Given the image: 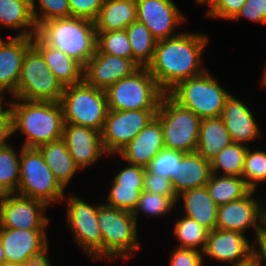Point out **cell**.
Instances as JSON below:
<instances>
[{
    "label": "cell",
    "instance_id": "obj_47",
    "mask_svg": "<svg viewBox=\"0 0 266 266\" xmlns=\"http://www.w3.org/2000/svg\"><path fill=\"white\" fill-rule=\"evenodd\" d=\"M48 244L40 251L29 256L23 263V266H51L50 260L46 253H48Z\"/></svg>",
    "mask_w": 266,
    "mask_h": 266
},
{
    "label": "cell",
    "instance_id": "obj_3",
    "mask_svg": "<svg viewBox=\"0 0 266 266\" xmlns=\"http://www.w3.org/2000/svg\"><path fill=\"white\" fill-rule=\"evenodd\" d=\"M37 35L50 47L64 52L83 67L96 52L94 21L66 17L43 22Z\"/></svg>",
    "mask_w": 266,
    "mask_h": 266
},
{
    "label": "cell",
    "instance_id": "obj_21",
    "mask_svg": "<svg viewBox=\"0 0 266 266\" xmlns=\"http://www.w3.org/2000/svg\"><path fill=\"white\" fill-rule=\"evenodd\" d=\"M32 46V37L14 36L0 46V92L17 94L18 81L26 51Z\"/></svg>",
    "mask_w": 266,
    "mask_h": 266
},
{
    "label": "cell",
    "instance_id": "obj_19",
    "mask_svg": "<svg viewBox=\"0 0 266 266\" xmlns=\"http://www.w3.org/2000/svg\"><path fill=\"white\" fill-rule=\"evenodd\" d=\"M164 148L161 122L157 117H154L122 149L119 155L128 163L147 168L153 158Z\"/></svg>",
    "mask_w": 266,
    "mask_h": 266
},
{
    "label": "cell",
    "instance_id": "obj_17",
    "mask_svg": "<svg viewBox=\"0 0 266 266\" xmlns=\"http://www.w3.org/2000/svg\"><path fill=\"white\" fill-rule=\"evenodd\" d=\"M253 245L241 232L214 229L208 232L202 254L220 262L238 265L253 258Z\"/></svg>",
    "mask_w": 266,
    "mask_h": 266
},
{
    "label": "cell",
    "instance_id": "obj_31",
    "mask_svg": "<svg viewBox=\"0 0 266 266\" xmlns=\"http://www.w3.org/2000/svg\"><path fill=\"white\" fill-rule=\"evenodd\" d=\"M125 30L129 37L133 60L140 67H147L153 59L157 40L150 30L138 21L131 23Z\"/></svg>",
    "mask_w": 266,
    "mask_h": 266
},
{
    "label": "cell",
    "instance_id": "obj_40",
    "mask_svg": "<svg viewBox=\"0 0 266 266\" xmlns=\"http://www.w3.org/2000/svg\"><path fill=\"white\" fill-rule=\"evenodd\" d=\"M183 155L184 152L164 148L153 158L146 169L172 181L176 177L177 163Z\"/></svg>",
    "mask_w": 266,
    "mask_h": 266
},
{
    "label": "cell",
    "instance_id": "obj_34",
    "mask_svg": "<svg viewBox=\"0 0 266 266\" xmlns=\"http://www.w3.org/2000/svg\"><path fill=\"white\" fill-rule=\"evenodd\" d=\"M208 232L196 220L186 216L179 218L174 224V234L180 242L179 248L194 249L197 251L201 249L200 251L203 252Z\"/></svg>",
    "mask_w": 266,
    "mask_h": 266
},
{
    "label": "cell",
    "instance_id": "obj_15",
    "mask_svg": "<svg viewBox=\"0 0 266 266\" xmlns=\"http://www.w3.org/2000/svg\"><path fill=\"white\" fill-rule=\"evenodd\" d=\"M137 21L143 23L159 41L174 37L176 26L185 18L173 0H136Z\"/></svg>",
    "mask_w": 266,
    "mask_h": 266
},
{
    "label": "cell",
    "instance_id": "obj_6",
    "mask_svg": "<svg viewBox=\"0 0 266 266\" xmlns=\"http://www.w3.org/2000/svg\"><path fill=\"white\" fill-rule=\"evenodd\" d=\"M167 94L201 119L220 117L225 100L230 95L207 70L201 75L179 82Z\"/></svg>",
    "mask_w": 266,
    "mask_h": 266
},
{
    "label": "cell",
    "instance_id": "obj_22",
    "mask_svg": "<svg viewBox=\"0 0 266 266\" xmlns=\"http://www.w3.org/2000/svg\"><path fill=\"white\" fill-rule=\"evenodd\" d=\"M220 117L232 142L247 145L261 134L253 113L239 98L231 94L225 100Z\"/></svg>",
    "mask_w": 266,
    "mask_h": 266
},
{
    "label": "cell",
    "instance_id": "obj_42",
    "mask_svg": "<svg viewBox=\"0 0 266 266\" xmlns=\"http://www.w3.org/2000/svg\"><path fill=\"white\" fill-rule=\"evenodd\" d=\"M247 0H209L206 16L231 20L240 11Z\"/></svg>",
    "mask_w": 266,
    "mask_h": 266
},
{
    "label": "cell",
    "instance_id": "obj_30",
    "mask_svg": "<svg viewBox=\"0 0 266 266\" xmlns=\"http://www.w3.org/2000/svg\"><path fill=\"white\" fill-rule=\"evenodd\" d=\"M219 176L211 174L206 184L209 195L218 206L239 200L252 190L242 177Z\"/></svg>",
    "mask_w": 266,
    "mask_h": 266
},
{
    "label": "cell",
    "instance_id": "obj_7",
    "mask_svg": "<svg viewBox=\"0 0 266 266\" xmlns=\"http://www.w3.org/2000/svg\"><path fill=\"white\" fill-rule=\"evenodd\" d=\"M164 94L148 68L140 67L106 90L108 110L158 109Z\"/></svg>",
    "mask_w": 266,
    "mask_h": 266
},
{
    "label": "cell",
    "instance_id": "obj_37",
    "mask_svg": "<svg viewBox=\"0 0 266 266\" xmlns=\"http://www.w3.org/2000/svg\"><path fill=\"white\" fill-rule=\"evenodd\" d=\"M176 205L177 204L169 196H163L143 190L132 214L137 222L139 211L146 215L164 216L168 214V212H171L172 208Z\"/></svg>",
    "mask_w": 266,
    "mask_h": 266
},
{
    "label": "cell",
    "instance_id": "obj_53",
    "mask_svg": "<svg viewBox=\"0 0 266 266\" xmlns=\"http://www.w3.org/2000/svg\"><path fill=\"white\" fill-rule=\"evenodd\" d=\"M264 76L262 77V85L264 86V87H266V67H265V69H264V74H263Z\"/></svg>",
    "mask_w": 266,
    "mask_h": 266
},
{
    "label": "cell",
    "instance_id": "obj_55",
    "mask_svg": "<svg viewBox=\"0 0 266 266\" xmlns=\"http://www.w3.org/2000/svg\"><path fill=\"white\" fill-rule=\"evenodd\" d=\"M209 0H196L197 3L206 4Z\"/></svg>",
    "mask_w": 266,
    "mask_h": 266
},
{
    "label": "cell",
    "instance_id": "obj_50",
    "mask_svg": "<svg viewBox=\"0 0 266 266\" xmlns=\"http://www.w3.org/2000/svg\"><path fill=\"white\" fill-rule=\"evenodd\" d=\"M3 94L0 92V123H12L10 116V107L4 109L2 105Z\"/></svg>",
    "mask_w": 266,
    "mask_h": 266
},
{
    "label": "cell",
    "instance_id": "obj_23",
    "mask_svg": "<svg viewBox=\"0 0 266 266\" xmlns=\"http://www.w3.org/2000/svg\"><path fill=\"white\" fill-rule=\"evenodd\" d=\"M32 45L42 54L49 69L63 87L83 81L84 67L75 59L50 47L37 34L32 37Z\"/></svg>",
    "mask_w": 266,
    "mask_h": 266
},
{
    "label": "cell",
    "instance_id": "obj_46",
    "mask_svg": "<svg viewBox=\"0 0 266 266\" xmlns=\"http://www.w3.org/2000/svg\"><path fill=\"white\" fill-rule=\"evenodd\" d=\"M146 168L128 163L124 169L114 176L117 184L128 186H144V175Z\"/></svg>",
    "mask_w": 266,
    "mask_h": 266
},
{
    "label": "cell",
    "instance_id": "obj_49",
    "mask_svg": "<svg viewBox=\"0 0 266 266\" xmlns=\"http://www.w3.org/2000/svg\"><path fill=\"white\" fill-rule=\"evenodd\" d=\"M12 134V123H0V148H3L8 144L6 142Z\"/></svg>",
    "mask_w": 266,
    "mask_h": 266
},
{
    "label": "cell",
    "instance_id": "obj_10",
    "mask_svg": "<svg viewBox=\"0 0 266 266\" xmlns=\"http://www.w3.org/2000/svg\"><path fill=\"white\" fill-rule=\"evenodd\" d=\"M63 90L64 87L51 72L42 54L32 45L24 55L14 98L60 102Z\"/></svg>",
    "mask_w": 266,
    "mask_h": 266
},
{
    "label": "cell",
    "instance_id": "obj_51",
    "mask_svg": "<svg viewBox=\"0 0 266 266\" xmlns=\"http://www.w3.org/2000/svg\"><path fill=\"white\" fill-rule=\"evenodd\" d=\"M4 264H5V254L0 240V266H3Z\"/></svg>",
    "mask_w": 266,
    "mask_h": 266
},
{
    "label": "cell",
    "instance_id": "obj_33",
    "mask_svg": "<svg viewBox=\"0 0 266 266\" xmlns=\"http://www.w3.org/2000/svg\"><path fill=\"white\" fill-rule=\"evenodd\" d=\"M19 179L20 155H17L12 145L0 148V194L16 193Z\"/></svg>",
    "mask_w": 266,
    "mask_h": 266
},
{
    "label": "cell",
    "instance_id": "obj_2",
    "mask_svg": "<svg viewBox=\"0 0 266 266\" xmlns=\"http://www.w3.org/2000/svg\"><path fill=\"white\" fill-rule=\"evenodd\" d=\"M15 99L9 103L12 134L21 131L25 135L23 147L38 148L62 138L64 116L60 102Z\"/></svg>",
    "mask_w": 266,
    "mask_h": 266
},
{
    "label": "cell",
    "instance_id": "obj_4",
    "mask_svg": "<svg viewBox=\"0 0 266 266\" xmlns=\"http://www.w3.org/2000/svg\"><path fill=\"white\" fill-rule=\"evenodd\" d=\"M97 223L102 233V259H129L139 247L137 222L132 212L102 204Z\"/></svg>",
    "mask_w": 266,
    "mask_h": 266
},
{
    "label": "cell",
    "instance_id": "obj_12",
    "mask_svg": "<svg viewBox=\"0 0 266 266\" xmlns=\"http://www.w3.org/2000/svg\"><path fill=\"white\" fill-rule=\"evenodd\" d=\"M67 223L75 241L89 258L102 259V233L97 223L98 208L91 206L77 196L67 198Z\"/></svg>",
    "mask_w": 266,
    "mask_h": 266
},
{
    "label": "cell",
    "instance_id": "obj_8",
    "mask_svg": "<svg viewBox=\"0 0 266 266\" xmlns=\"http://www.w3.org/2000/svg\"><path fill=\"white\" fill-rule=\"evenodd\" d=\"M156 117L161 122L166 149L184 153L196 151L202 120L199 116L180 106L168 94H164Z\"/></svg>",
    "mask_w": 266,
    "mask_h": 266
},
{
    "label": "cell",
    "instance_id": "obj_16",
    "mask_svg": "<svg viewBox=\"0 0 266 266\" xmlns=\"http://www.w3.org/2000/svg\"><path fill=\"white\" fill-rule=\"evenodd\" d=\"M139 68L133 59L95 53L84 66L83 80L90 86L106 91L114 83L132 75Z\"/></svg>",
    "mask_w": 266,
    "mask_h": 266
},
{
    "label": "cell",
    "instance_id": "obj_38",
    "mask_svg": "<svg viewBox=\"0 0 266 266\" xmlns=\"http://www.w3.org/2000/svg\"><path fill=\"white\" fill-rule=\"evenodd\" d=\"M242 178L246 184L252 189L256 190L257 183L266 180V152L249 149L245 155L244 169Z\"/></svg>",
    "mask_w": 266,
    "mask_h": 266
},
{
    "label": "cell",
    "instance_id": "obj_13",
    "mask_svg": "<svg viewBox=\"0 0 266 266\" xmlns=\"http://www.w3.org/2000/svg\"><path fill=\"white\" fill-rule=\"evenodd\" d=\"M251 190L245 197L218 206L216 229L244 231L252 227L256 238L266 231V207L261 206ZM262 207V208H261Z\"/></svg>",
    "mask_w": 266,
    "mask_h": 266
},
{
    "label": "cell",
    "instance_id": "obj_32",
    "mask_svg": "<svg viewBox=\"0 0 266 266\" xmlns=\"http://www.w3.org/2000/svg\"><path fill=\"white\" fill-rule=\"evenodd\" d=\"M247 150V145L235 142L223 148L211 161L212 174H217L221 169L223 176L242 177Z\"/></svg>",
    "mask_w": 266,
    "mask_h": 266
},
{
    "label": "cell",
    "instance_id": "obj_18",
    "mask_svg": "<svg viewBox=\"0 0 266 266\" xmlns=\"http://www.w3.org/2000/svg\"><path fill=\"white\" fill-rule=\"evenodd\" d=\"M62 139L75 164L81 169L95 164L103 154H106L101 132L93 128L64 123Z\"/></svg>",
    "mask_w": 266,
    "mask_h": 266
},
{
    "label": "cell",
    "instance_id": "obj_52",
    "mask_svg": "<svg viewBox=\"0 0 266 266\" xmlns=\"http://www.w3.org/2000/svg\"><path fill=\"white\" fill-rule=\"evenodd\" d=\"M231 266H258V265H257V262L255 261V259L252 258L246 263L238 264V265H231Z\"/></svg>",
    "mask_w": 266,
    "mask_h": 266
},
{
    "label": "cell",
    "instance_id": "obj_5",
    "mask_svg": "<svg viewBox=\"0 0 266 266\" xmlns=\"http://www.w3.org/2000/svg\"><path fill=\"white\" fill-rule=\"evenodd\" d=\"M60 103L64 123L90 127L102 132L108 113L105 90L90 86L83 80L64 87Z\"/></svg>",
    "mask_w": 266,
    "mask_h": 266
},
{
    "label": "cell",
    "instance_id": "obj_25",
    "mask_svg": "<svg viewBox=\"0 0 266 266\" xmlns=\"http://www.w3.org/2000/svg\"><path fill=\"white\" fill-rule=\"evenodd\" d=\"M184 201V216L196 220L208 231L216 229L218 205L209 195L207 187L194 188L178 195Z\"/></svg>",
    "mask_w": 266,
    "mask_h": 266
},
{
    "label": "cell",
    "instance_id": "obj_45",
    "mask_svg": "<svg viewBox=\"0 0 266 266\" xmlns=\"http://www.w3.org/2000/svg\"><path fill=\"white\" fill-rule=\"evenodd\" d=\"M241 17L266 24V0H247L232 20Z\"/></svg>",
    "mask_w": 266,
    "mask_h": 266
},
{
    "label": "cell",
    "instance_id": "obj_27",
    "mask_svg": "<svg viewBox=\"0 0 266 266\" xmlns=\"http://www.w3.org/2000/svg\"><path fill=\"white\" fill-rule=\"evenodd\" d=\"M232 143L221 117L203 118L200 123L196 151L211 162L218 153Z\"/></svg>",
    "mask_w": 266,
    "mask_h": 266
},
{
    "label": "cell",
    "instance_id": "obj_11",
    "mask_svg": "<svg viewBox=\"0 0 266 266\" xmlns=\"http://www.w3.org/2000/svg\"><path fill=\"white\" fill-rule=\"evenodd\" d=\"M157 110H108L101 132L102 144L106 155L119 154L156 117Z\"/></svg>",
    "mask_w": 266,
    "mask_h": 266
},
{
    "label": "cell",
    "instance_id": "obj_57",
    "mask_svg": "<svg viewBox=\"0 0 266 266\" xmlns=\"http://www.w3.org/2000/svg\"><path fill=\"white\" fill-rule=\"evenodd\" d=\"M3 39L1 38V36H0V46L3 44Z\"/></svg>",
    "mask_w": 266,
    "mask_h": 266
},
{
    "label": "cell",
    "instance_id": "obj_26",
    "mask_svg": "<svg viewBox=\"0 0 266 266\" xmlns=\"http://www.w3.org/2000/svg\"><path fill=\"white\" fill-rule=\"evenodd\" d=\"M137 21L136 0H120L103 3L94 25L96 31L124 30Z\"/></svg>",
    "mask_w": 266,
    "mask_h": 266
},
{
    "label": "cell",
    "instance_id": "obj_48",
    "mask_svg": "<svg viewBox=\"0 0 266 266\" xmlns=\"http://www.w3.org/2000/svg\"><path fill=\"white\" fill-rule=\"evenodd\" d=\"M259 245V250L256 249V243L253 245V258L257 262L258 266H262V262H266V231L255 238Z\"/></svg>",
    "mask_w": 266,
    "mask_h": 266
},
{
    "label": "cell",
    "instance_id": "obj_20",
    "mask_svg": "<svg viewBox=\"0 0 266 266\" xmlns=\"http://www.w3.org/2000/svg\"><path fill=\"white\" fill-rule=\"evenodd\" d=\"M0 240L5 263L10 264H23L29 256L49 244L45 230L0 228Z\"/></svg>",
    "mask_w": 266,
    "mask_h": 266
},
{
    "label": "cell",
    "instance_id": "obj_58",
    "mask_svg": "<svg viewBox=\"0 0 266 266\" xmlns=\"http://www.w3.org/2000/svg\"><path fill=\"white\" fill-rule=\"evenodd\" d=\"M0 214H1V194H0Z\"/></svg>",
    "mask_w": 266,
    "mask_h": 266
},
{
    "label": "cell",
    "instance_id": "obj_9",
    "mask_svg": "<svg viewBox=\"0 0 266 266\" xmlns=\"http://www.w3.org/2000/svg\"><path fill=\"white\" fill-rule=\"evenodd\" d=\"M64 188L45 163L38 148L23 147L20 150V179L17 194L40 200L48 206L61 202Z\"/></svg>",
    "mask_w": 266,
    "mask_h": 266
},
{
    "label": "cell",
    "instance_id": "obj_44",
    "mask_svg": "<svg viewBox=\"0 0 266 266\" xmlns=\"http://www.w3.org/2000/svg\"><path fill=\"white\" fill-rule=\"evenodd\" d=\"M201 251L187 248H175L170 258V266H203Z\"/></svg>",
    "mask_w": 266,
    "mask_h": 266
},
{
    "label": "cell",
    "instance_id": "obj_24",
    "mask_svg": "<svg viewBox=\"0 0 266 266\" xmlns=\"http://www.w3.org/2000/svg\"><path fill=\"white\" fill-rule=\"evenodd\" d=\"M211 162L197 151L184 153L177 163L176 177L172 180L177 195L194 188L206 186L211 176Z\"/></svg>",
    "mask_w": 266,
    "mask_h": 266
},
{
    "label": "cell",
    "instance_id": "obj_39",
    "mask_svg": "<svg viewBox=\"0 0 266 266\" xmlns=\"http://www.w3.org/2000/svg\"><path fill=\"white\" fill-rule=\"evenodd\" d=\"M39 1V12L36 9V0H31L32 14L37 27H39L43 22L71 17L70 5L68 0H37ZM41 15V16H39Z\"/></svg>",
    "mask_w": 266,
    "mask_h": 266
},
{
    "label": "cell",
    "instance_id": "obj_1",
    "mask_svg": "<svg viewBox=\"0 0 266 266\" xmlns=\"http://www.w3.org/2000/svg\"><path fill=\"white\" fill-rule=\"evenodd\" d=\"M207 43L205 34L186 31L157 41L153 59L147 68L165 94L179 82L206 71L200 66Z\"/></svg>",
    "mask_w": 266,
    "mask_h": 266
},
{
    "label": "cell",
    "instance_id": "obj_28",
    "mask_svg": "<svg viewBox=\"0 0 266 266\" xmlns=\"http://www.w3.org/2000/svg\"><path fill=\"white\" fill-rule=\"evenodd\" d=\"M38 149L57 181L65 189L80 168L75 164L64 140L61 138L51 141L40 145Z\"/></svg>",
    "mask_w": 266,
    "mask_h": 266
},
{
    "label": "cell",
    "instance_id": "obj_35",
    "mask_svg": "<svg viewBox=\"0 0 266 266\" xmlns=\"http://www.w3.org/2000/svg\"><path fill=\"white\" fill-rule=\"evenodd\" d=\"M96 32L97 43L95 53H106L109 55L133 59V52L125 29Z\"/></svg>",
    "mask_w": 266,
    "mask_h": 266
},
{
    "label": "cell",
    "instance_id": "obj_29",
    "mask_svg": "<svg viewBox=\"0 0 266 266\" xmlns=\"http://www.w3.org/2000/svg\"><path fill=\"white\" fill-rule=\"evenodd\" d=\"M0 25L23 29L17 36L36 35L38 27L32 14L31 0H0Z\"/></svg>",
    "mask_w": 266,
    "mask_h": 266
},
{
    "label": "cell",
    "instance_id": "obj_43",
    "mask_svg": "<svg viewBox=\"0 0 266 266\" xmlns=\"http://www.w3.org/2000/svg\"><path fill=\"white\" fill-rule=\"evenodd\" d=\"M71 17L94 21L103 6L102 0H68Z\"/></svg>",
    "mask_w": 266,
    "mask_h": 266
},
{
    "label": "cell",
    "instance_id": "obj_41",
    "mask_svg": "<svg viewBox=\"0 0 266 266\" xmlns=\"http://www.w3.org/2000/svg\"><path fill=\"white\" fill-rule=\"evenodd\" d=\"M144 191L169 196L176 204L178 195L174 191L172 181L166 177H161L146 169L144 175Z\"/></svg>",
    "mask_w": 266,
    "mask_h": 266
},
{
    "label": "cell",
    "instance_id": "obj_56",
    "mask_svg": "<svg viewBox=\"0 0 266 266\" xmlns=\"http://www.w3.org/2000/svg\"><path fill=\"white\" fill-rule=\"evenodd\" d=\"M103 3L112 2V1H120V0H102Z\"/></svg>",
    "mask_w": 266,
    "mask_h": 266
},
{
    "label": "cell",
    "instance_id": "obj_54",
    "mask_svg": "<svg viewBox=\"0 0 266 266\" xmlns=\"http://www.w3.org/2000/svg\"><path fill=\"white\" fill-rule=\"evenodd\" d=\"M3 266H23V264H10V263H5Z\"/></svg>",
    "mask_w": 266,
    "mask_h": 266
},
{
    "label": "cell",
    "instance_id": "obj_36",
    "mask_svg": "<svg viewBox=\"0 0 266 266\" xmlns=\"http://www.w3.org/2000/svg\"><path fill=\"white\" fill-rule=\"evenodd\" d=\"M109 190L107 202L105 205L133 212L137 206L140 194L144 186H128L117 184L114 180Z\"/></svg>",
    "mask_w": 266,
    "mask_h": 266
},
{
    "label": "cell",
    "instance_id": "obj_14",
    "mask_svg": "<svg viewBox=\"0 0 266 266\" xmlns=\"http://www.w3.org/2000/svg\"><path fill=\"white\" fill-rule=\"evenodd\" d=\"M48 205L17 193L1 195L0 228L45 230L49 219L44 214Z\"/></svg>",
    "mask_w": 266,
    "mask_h": 266
}]
</instances>
